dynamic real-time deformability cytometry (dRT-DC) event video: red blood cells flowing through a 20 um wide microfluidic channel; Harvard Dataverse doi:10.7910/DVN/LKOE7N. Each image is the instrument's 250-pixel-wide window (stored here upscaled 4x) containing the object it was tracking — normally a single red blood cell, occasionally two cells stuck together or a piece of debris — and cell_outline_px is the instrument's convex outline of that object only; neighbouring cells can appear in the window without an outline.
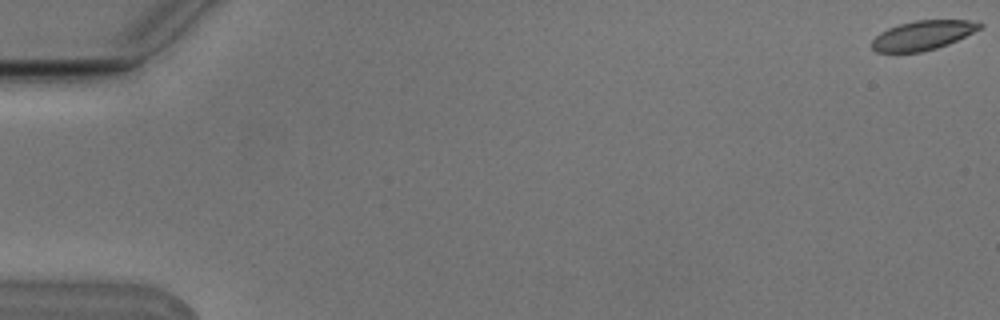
{"species": "Egyptian fruit bat (a non-hibernating species)", "species_latin": "Rousettus aegyptiacus", "temperature_condition": "cold", "stored_images_in_passage": 4, "camera_frame_rate_fps": 3000, "um_per_image_px": 0.085, "animal": {"sex": "male"}, "frame": {"image": 1, "passage_image": 1, "time_ms": 0.0, "image_size_px": [1000, 320], "cell_outline_px": [[984, 24], [980, 28], [948, 44], [936, 48], [920, 52], [876, 52], [872, 48], [872, 40], [880, 32], [888, 28], [900, 24], [916, 20], [968, 20]], "centroid_in_image_um": [78.4, 3.0], "position_along_channel_um": 6.6, "area_um2": 18.15}}